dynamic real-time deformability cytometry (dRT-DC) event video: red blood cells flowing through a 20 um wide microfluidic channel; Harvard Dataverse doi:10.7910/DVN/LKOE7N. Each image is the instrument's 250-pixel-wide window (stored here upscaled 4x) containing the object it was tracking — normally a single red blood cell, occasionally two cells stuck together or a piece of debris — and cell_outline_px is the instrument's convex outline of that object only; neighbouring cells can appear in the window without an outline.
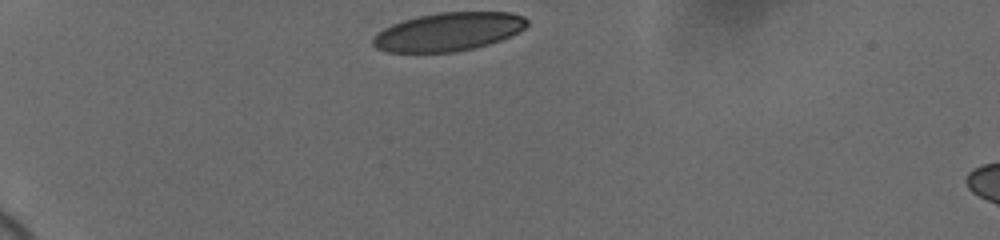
{"species": "human", "species_latin": "Homo sapiens", "temperature_condition": "cold", "stored_images_in_passage": 36, "camera_frame_rate_fps": 3000, "um_per_image_px": 0.085, "donor": {"sex": "female"}, "frame": {"image": 1, "passage_image": 1, "time_ms": 0.0, "image_size_px": [1000, 240], "cell_outline_px": [[528, 24], [516, 32], [508, 36], [484, 44], [468, 48], [444, 52], [392, 52], [380, 48], [376, 44], [376, 36], [380, 32], [396, 24], [408, 20], [424, 16], [448, 12], [504, 12], [520, 16], [528, 20]], "centroid_in_image_um": [38.17, 2.69], "position_along_channel_um": 46.8, "area_um2": 32.37}}
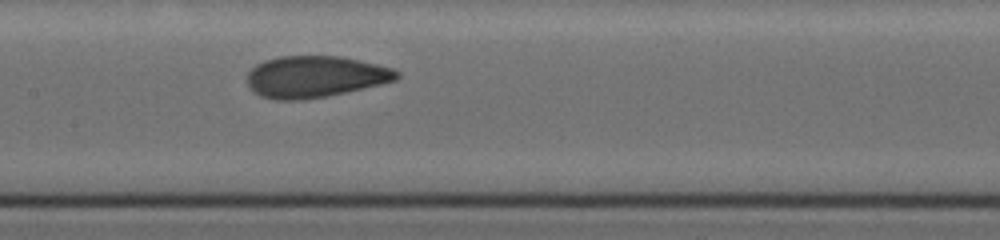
{"frame": {"image": 2, "passage_image": 16, "time_ms": 5.0, "image_size_px": [1000, 240], "cell_outline_px": [[396, 76], [392, 80], [356, 88], [316, 96], [268, 96], [252, 88], [252, 72], [260, 64], [272, 60], [292, 56], [324, 56], [352, 60], [384, 68], [396, 72]], "centroid_in_image_um": [26.8, 6.46], "position_along_channel_um": 180.6, "area_um2": 31.39}}
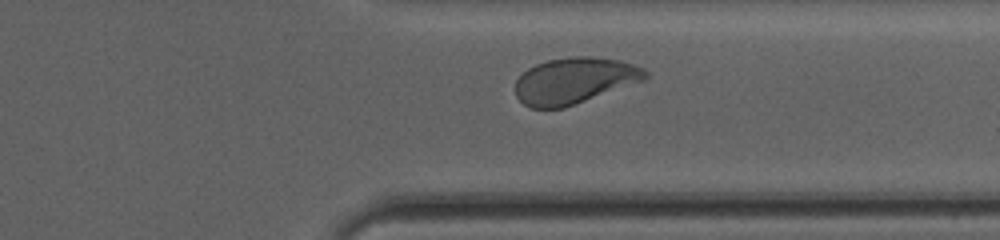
{"frame": {"image": 3, "passage_image": 31, "time_ms": 10.0, "image_size_px": [1000, 240], "cell_outline_px": [[644, 76], [572, 104], [560, 108], [532, 108], [524, 104], [520, 100], [516, 92], [516, 80], [524, 72], [540, 64], [552, 60], [612, 60], [628, 64], [644, 72]], "centroid_in_image_um": [48.57, 6.92], "position_along_channel_um": 362.8, "area_um2": 31.04}, "authors_computed_cell_mechanics": {"area_um2": 31.9056, "velocity_mm_per_s": 3.6507, "shape_relaxation_time_tau1_ms": 3.4042, "shape_relaxation_time_tau2_ms": 0.9153, "deformation_change_tau1": 0.1574, "deformation_change_tau2": 0.0628}}